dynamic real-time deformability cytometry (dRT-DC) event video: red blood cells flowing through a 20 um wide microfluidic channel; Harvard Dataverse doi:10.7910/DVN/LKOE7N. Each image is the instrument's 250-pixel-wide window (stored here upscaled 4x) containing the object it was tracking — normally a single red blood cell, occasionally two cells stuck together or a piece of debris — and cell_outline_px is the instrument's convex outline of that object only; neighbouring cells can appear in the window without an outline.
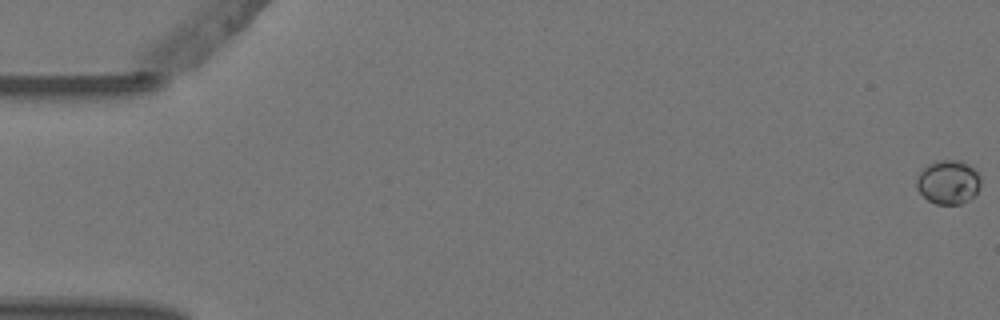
{"species": "Egyptian fruit bat (a non-hibernating species)", "species_latin": "Rousettus aegyptiacus", "temperature_condition": "warm", "stored_images_in_passage": 5, "camera_frame_rate_fps": 3000, "um_per_image_px": 0.085, "animal": {"sex": "female"}, "frame": {"image": 1, "passage_image": 1, "time_ms": 0.0, "image_size_px": [1000, 320], "cell_outline_px": [[980, 188], [968, 200], [960, 204], [936, 204], [928, 200], [916, 188], [916, 180], [920, 172], [928, 164], [936, 160], [956, 160], [968, 164], [980, 176]], "centroid_in_image_um": [80.59, 15.48], "position_along_channel_um": 4.4, "area_um2": 16.3}}
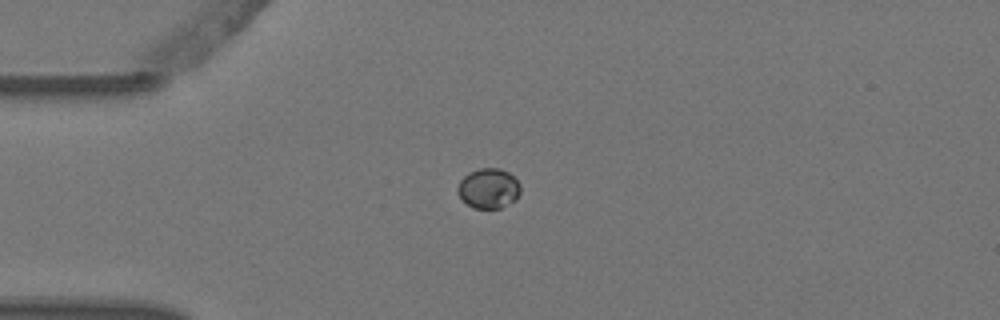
{"frame": {"image": 2, "passage_image": 5, "time_ms": 1.333, "image_size_px": [1000, 320], "cell_outline_px": [[520, 192], [516, 200], [500, 208], [472, 208], [456, 192], [456, 188], [460, 180], [468, 172], [480, 168], [500, 168], [508, 172], [520, 184]], "centroid_in_image_um": [41.52, 16.0], "position_along_channel_um": 43.5, "area_um2": 14.68}}